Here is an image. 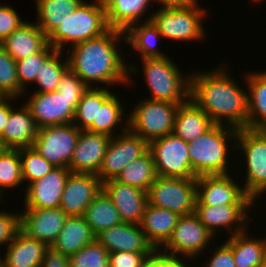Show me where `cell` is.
<instances>
[{
  "label": "cell",
  "mask_w": 266,
  "mask_h": 267,
  "mask_svg": "<svg viewBox=\"0 0 266 267\" xmlns=\"http://www.w3.org/2000/svg\"><path fill=\"white\" fill-rule=\"evenodd\" d=\"M19 155L21 158L22 178L25 182L31 183L42 178L54 168L33 147L20 148Z\"/></svg>",
  "instance_id": "60d3db41"
},
{
  "label": "cell",
  "mask_w": 266,
  "mask_h": 267,
  "mask_svg": "<svg viewBox=\"0 0 266 267\" xmlns=\"http://www.w3.org/2000/svg\"><path fill=\"white\" fill-rule=\"evenodd\" d=\"M62 51L55 50L42 64L35 78L39 88L38 93L57 91L58 82L62 74L69 68L68 59L62 61Z\"/></svg>",
  "instance_id": "8d00e7d4"
},
{
  "label": "cell",
  "mask_w": 266,
  "mask_h": 267,
  "mask_svg": "<svg viewBox=\"0 0 266 267\" xmlns=\"http://www.w3.org/2000/svg\"><path fill=\"white\" fill-rule=\"evenodd\" d=\"M156 177L153 156L148 149L143 155L126 165L115 180L147 192Z\"/></svg>",
  "instance_id": "d590c367"
},
{
  "label": "cell",
  "mask_w": 266,
  "mask_h": 267,
  "mask_svg": "<svg viewBox=\"0 0 266 267\" xmlns=\"http://www.w3.org/2000/svg\"><path fill=\"white\" fill-rule=\"evenodd\" d=\"M152 0H116L107 10V24L109 28L126 31L137 24L148 11Z\"/></svg>",
  "instance_id": "e575fe53"
},
{
  "label": "cell",
  "mask_w": 266,
  "mask_h": 267,
  "mask_svg": "<svg viewBox=\"0 0 266 267\" xmlns=\"http://www.w3.org/2000/svg\"><path fill=\"white\" fill-rule=\"evenodd\" d=\"M71 171L65 167H54L44 177L25 184L24 207L49 209L60 206L65 183Z\"/></svg>",
  "instance_id": "e0dca14e"
},
{
  "label": "cell",
  "mask_w": 266,
  "mask_h": 267,
  "mask_svg": "<svg viewBox=\"0 0 266 267\" xmlns=\"http://www.w3.org/2000/svg\"><path fill=\"white\" fill-rule=\"evenodd\" d=\"M96 240L109 252L129 251L152 253L155 249L147 241L140 224L121 223L101 231Z\"/></svg>",
  "instance_id": "7402d4cb"
},
{
  "label": "cell",
  "mask_w": 266,
  "mask_h": 267,
  "mask_svg": "<svg viewBox=\"0 0 266 267\" xmlns=\"http://www.w3.org/2000/svg\"><path fill=\"white\" fill-rule=\"evenodd\" d=\"M47 44L48 38L37 23L26 21L1 42V46L16 61L41 51Z\"/></svg>",
  "instance_id": "484cf974"
},
{
  "label": "cell",
  "mask_w": 266,
  "mask_h": 267,
  "mask_svg": "<svg viewBox=\"0 0 266 267\" xmlns=\"http://www.w3.org/2000/svg\"><path fill=\"white\" fill-rule=\"evenodd\" d=\"M162 5L161 8L189 7L197 4L198 0H152Z\"/></svg>",
  "instance_id": "f5cc1de1"
},
{
  "label": "cell",
  "mask_w": 266,
  "mask_h": 267,
  "mask_svg": "<svg viewBox=\"0 0 266 267\" xmlns=\"http://www.w3.org/2000/svg\"><path fill=\"white\" fill-rule=\"evenodd\" d=\"M226 68L225 65L191 73L190 98L214 124L248 128V93L235 82L230 72L227 73Z\"/></svg>",
  "instance_id": "7a4b0ae2"
},
{
  "label": "cell",
  "mask_w": 266,
  "mask_h": 267,
  "mask_svg": "<svg viewBox=\"0 0 266 267\" xmlns=\"http://www.w3.org/2000/svg\"><path fill=\"white\" fill-rule=\"evenodd\" d=\"M110 91L104 86L88 87L76 107L72 123L80 130L97 133V104H102L113 93Z\"/></svg>",
  "instance_id": "d6a6232c"
},
{
  "label": "cell",
  "mask_w": 266,
  "mask_h": 267,
  "mask_svg": "<svg viewBox=\"0 0 266 267\" xmlns=\"http://www.w3.org/2000/svg\"><path fill=\"white\" fill-rule=\"evenodd\" d=\"M214 125L209 116L191 99L179 104L176 110L173 134L186 142L199 137Z\"/></svg>",
  "instance_id": "4316f807"
},
{
  "label": "cell",
  "mask_w": 266,
  "mask_h": 267,
  "mask_svg": "<svg viewBox=\"0 0 266 267\" xmlns=\"http://www.w3.org/2000/svg\"><path fill=\"white\" fill-rule=\"evenodd\" d=\"M55 51L54 47L47 44L41 51L26 58L16 61L17 76L20 87L27 91V84L35 83L41 64ZM27 83V84H26ZM26 86V87H25Z\"/></svg>",
  "instance_id": "b9f144b4"
},
{
  "label": "cell",
  "mask_w": 266,
  "mask_h": 267,
  "mask_svg": "<svg viewBox=\"0 0 266 267\" xmlns=\"http://www.w3.org/2000/svg\"><path fill=\"white\" fill-rule=\"evenodd\" d=\"M84 0H35L37 26L48 38Z\"/></svg>",
  "instance_id": "4dcf8cb0"
},
{
  "label": "cell",
  "mask_w": 266,
  "mask_h": 267,
  "mask_svg": "<svg viewBox=\"0 0 266 267\" xmlns=\"http://www.w3.org/2000/svg\"><path fill=\"white\" fill-rule=\"evenodd\" d=\"M158 9L145 20H151L164 39L185 42L205 38L202 20L208 11L198 3L189 7Z\"/></svg>",
  "instance_id": "8992f818"
},
{
  "label": "cell",
  "mask_w": 266,
  "mask_h": 267,
  "mask_svg": "<svg viewBox=\"0 0 266 267\" xmlns=\"http://www.w3.org/2000/svg\"><path fill=\"white\" fill-rule=\"evenodd\" d=\"M245 76L248 87V129L266 130V71L249 72Z\"/></svg>",
  "instance_id": "f546056e"
},
{
  "label": "cell",
  "mask_w": 266,
  "mask_h": 267,
  "mask_svg": "<svg viewBox=\"0 0 266 267\" xmlns=\"http://www.w3.org/2000/svg\"><path fill=\"white\" fill-rule=\"evenodd\" d=\"M253 205L254 204H229L219 206L195 205L194 213L214 235L222 228L230 232V236H233L236 233L245 231L246 227H248V212ZM233 226H235L236 229H234Z\"/></svg>",
  "instance_id": "d6986e66"
},
{
  "label": "cell",
  "mask_w": 266,
  "mask_h": 267,
  "mask_svg": "<svg viewBox=\"0 0 266 267\" xmlns=\"http://www.w3.org/2000/svg\"><path fill=\"white\" fill-rule=\"evenodd\" d=\"M127 124L123 125L122 134L112 137L108 149L102 160V164L97 176L101 182L115 179L116 176L136 158L143 155L149 144L128 129Z\"/></svg>",
  "instance_id": "4fadbf2b"
},
{
  "label": "cell",
  "mask_w": 266,
  "mask_h": 267,
  "mask_svg": "<svg viewBox=\"0 0 266 267\" xmlns=\"http://www.w3.org/2000/svg\"><path fill=\"white\" fill-rule=\"evenodd\" d=\"M13 99V100H12ZM14 99L16 100L17 98L14 97H4L0 101V136L3 134V131L5 129V126L8 122V117L10 115V111L13 108Z\"/></svg>",
  "instance_id": "816d5d0a"
},
{
  "label": "cell",
  "mask_w": 266,
  "mask_h": 267,
  "mask_svg": "<svg viewBox=\"0 0 266 267\" xmlns=\"http://www.w3.org/2000/svg\"><path fill=\"white\" fill-rule=\"evenodd\" d=\"M0 92L4 97L20 98L26 93L19 84L16 60L0 46Z\"/></svg>",
  "instance_id": "ab89813d"
},
{
  "label": "cell",
  "mask_w": 266,
  "mask_h": 267,
  "mask_svg": "<svg viewBox=\"0 0 266 267\" xmlns=\"http://www.w3.org/2000/svg\"><path fill=\"white\" fill-rule=\"evenodd\" d=\"M102 190L114 203L123 223L140 224L148 203L146 191L115 179L103 182Z\"/></svg>",
  "instance_id": "44dd1931"
},
{
  "label": "cell",
  "mask_w": 266,
  "mask_h": 267,
  "mask_svg": "<svg viewBox=\"0 0 266 267\" xmlns=\"http://www.w3.org/2000/svg\"><path fill=\"white\" fill-rule=\"evenodd\" d=\"M108 29L104 8L97 0L90 3L84 0L48 37V44L63 52L67 43L73 46L100 36Z\"/></svg>",
  "instance_id": "277c9868"
},
{
  "label": "cell",
  "mask_w": 266,
  "mask_h": 267,
  "mask_svg": "<svg viewBox=\"0 0 266 267\" xmlns=\"http://www.w3.org/2000/svg\"><path fill=\"white\" fill-rule=\"evenodd\" d=\"M25 21L18 12L9 5H0V42L18 29Z\"/></svg>",
  "instance_id": "7dc6e473"
},
{
  "label": "cell",
  "mask_w": 266,
  "mask_h": 267,
  "mask_svg": "<svg viewBox=\"0 0 266 267\" xmlns=\"http://www.w3.org/2000/svg\"><path fill=\"white\" fill-rule=\"evenodd\" d=\"M109 252L97 241L69 256L70 267H109Z\"/></svg>",
  "instance_id": "7bdbcfd3"
},
{
  "label": "cell",
  "mask_w": 266,
  "mask_h": 267,
  "mask_svg": "<svg viewBox=\"0 0 266 267\" xmlns=\"http://www.w3.org/2000/svg\"><path fill=\"white\" fill-rule=\"evenodd\" d=\"M179 218L178 213L147 203L140 226L154 249H161L168 241Z\"/></svg>",
  "instance_id": "cb8c5ba5"
},
{
  "label": "cell",
  "mask_w": 266,
  "mask_h": 267,
  "mask_svg": "<svg viewBox=\"0 0 266 267\" xmlns=\"http://www.w3.org/2000/svg\"><path fill=\"white\" fill-rule=\"evenodd\" d=\"M25 105L38 128L72 123L77 107L74 98L61 96L57 91L34 92Z\"/></svg>",
  "instance_id": "9a60e30c"
},
{
  "label": "cell",
  "mask_w": 266,
  "mask_h": 267,
  "mask_svg": "<svg viewBox=\"0 0 266 267\" xmlns=\"http://www.w3.org/2000/svg\"><path fill=\"white\" fill-rule=\"evenodd\" d=\"M80 131L73 123L38 128L32 147L54 167L68 168Z\"/></svg>",
  "instance_id": "8fae6325"
},
{
  "label": "cell",
  "mask_w": 266,
  "mask_h": 267,
  "mask_svg": "<svg viewBox=\"0 0 266 267\" xmlns=\"http://www.w3.org/2000/svg\"><path fill=\"white\" fill-rule=\"evenodd\" d=\"M95 240L96 235L83 216H68L51 247L67 256H71Z\"/></svg>",
  "instance_id": "83f0119b"
},
{
  "label": "cell",
  "mask_w": 266,
  "mask_h": 267,
  "mask_svg": "<svg viewBox=\"0 0 266 267\" xmlns=\"http://www.w3.org/2000/svg\"><path fill=\"white\" fill-rule=\"evenodd\" d=\"M40 267H70L69 256L56 251L50 246L45 252Z\"/></svg>",
  "instance_id": "f907efd6"
},
{
  "label": "cell",
  "mask_w": 266,
  "mask_h": 267,
  "mask_svg": "<svg viewBox=\"0 0 266 267\" xmlns=\"http://www.w3.org/2000/svg\"><path fill=\"white\" fill-rule=\"evenodd\" d=\"M5 267H40L49 246L19 230L6 246Z\"/></svg>",
  "instance_id": "d4e9b609"
},
{
  "label": "cell",
  "mask_w": 266,
  "mask_h": 267,
  "mask_svg": "<svg viewBox=\"0 0 266 267\" xmlns=\"http://www.w3.org/2000/svg\"><path fill=\"white\" fill-rule=\"evenodd\" d=\"M83 217L95 235L122 223L119 211L103 190L100 191L86 208Z\"/></svg>",
  "instance_id": "836d02e7"
},
{
  "label": "cell",
  "mask_w": 266,
  "mask_h": 267,
  "mask_svg": "<svg viewBox=\"0 0 266 267\" xmlns=\"http://www.w3.org/2000/svg\"><path fill=\"white\" fill-rule=\"evenodd\" d=\"M126 43L124 31L109 28L100 36L70 46L68 67L88 86L130 84V75L139 72L137 66L125 64L120 42ZM119 43V45H118ZM120 49V50H119ZM93 83V84H92Z\"/></svg>",
  "instance_id": "6da1fadb"
},
{
  "label": "cell",
  "mask_w": 266,
  "mask_h": 267,
  "mask_svg": "<svg viewBox=\"0 0 266 267\" xmlns=\"http://www.w3.org/2000/svg\"><path fill=\"white\" fill-rule=\"evenodd\" d=\"M189 142L174 135L167 134L149 143L157 176L172 178H197L193 173Z\"/></svg>",
  "instance_id": "30bf717a"
},
{
  "label": "cell",
  "mask_w": 266,
  "mask_h": 267,
  "mask_svg": "<svg viewBox=\"0 0 266 267\" xmlns=\"http://www.w3.org/2000/svg\"><path fill=\"white\" fill-rule=\"evenodd\" d=\"M38 127L30 110L24 104L10 111L8 122L0 136L1 148L20 149L32 147L37 136Z\"/></svg>",
  "instance_id": "603a6c76"
},
{
  "label": "cell",
  "mask_w": 266,
  "mask_h": 267,
  "mask_svg": "<svg viewBox=\"0 0 266 267\" xmlns=\"http://www.w3.org/2000/svg\"><path fill=\"white\" fill-rule=\"evenodd\" d=\"M226 242L231 248L236 267H263L266 265V238L249 237L247 230L229 236Z\"/></svg>",
  "instance_id": "f1b7e54d"
},
{
  "label": "cell",
  "mask_w": 266,
  "mask_h": 267,
  "mask_svg": "<svg viewBox=\"0 0 266 267\" xmlns=\"http://www.w3.org/2000/svg\"><path fill=\"white\" fill-rule=\"evenodd\" d=\"M187 264L188 262L184 263L182 256L167 254L161 249H155L151 254L147 267H190Z\"/></svg>",
  "instance_id": "c3c4849f"
},
{
  "label": "cell",
  "mask_w": 266,
  "mask_h": 267,
  "mask_svg": "<svg viewBox=\"0 0 266 267\" xmlns=\"http://www.w3.org/2000/svg\"><path fill=\"white\" fill-rule=\"evenodd\" d=\"M0 267H5V261L4 258L0 256Z\"/></svg>",
  "instance_id": "11a10c76"
},
{
  "label": "cell",
  "mask_w": 266,
  "mask_h": 267,
  "mask_svg": "<svg viewBox=\"0 0 266 267\" xmlns=\"http://www.w3.org/2000/svg\"><path fill=\"white\" fill-rule=\"evenodd\" d=\"M4 98V96L0 92V101Z\"/></svg>",
  "instance_id": "6f0895ef"
},
{
  "label": "cell",
  "mask_w": 266,
  "mask_h": 267,
  "mask_svg": "<svg viewBox=\"0 0 266 267\" xmlns=\"http://www.w3.org/2000/svg\"><path fill=\"white\" fill-rule=\"evenodd\" d=\"M87 89L88 86L70 68L62 74L57 86V92L61 96L74 98V105H78Z\"/></svg>",
  "instance_id": "ee69618b"
},
{
  "label": "cell",
  "mask_w": 266,
  "mask_h": 267,
  "mask_svg": "<svg viewBox=\"0 0 266 267\" xmlns=\"http://www.w3.org/2000/svg\"><path fill=\"white\" fill-rule=\"evenodd\" d=\"M112 137L81 130L68 169L74 173L97 175Z\"/></svg>",
  "instance_id": "ffe728a7"
},
{
  "label": "cell",
  "mask_w": 266,
  "mask_h": 267,
  "mask_svg": "<svg viewBox=\"0 0 266 267\" xmlns=\"http://www.w3.org/2000/svg\"><path fill=\"white\" fill-rule=\"evenodd\" d=\"M101 190L102 182L97 175L70 172L59 207L67 216H83Z\"/></svg>",
  "instance_id": "2e32d148"
},
{
  "label": "cell",
  "mask_w": 266,
  "mask_h": 267,
  "mask_svg": "<svg viewBox=\"0 0 266 267\" xmlns=\"http://www.w3.org/2000/svg\"><path fill=\"white\" fill-rule=\"evenodd\" d=\"M23 183L19 149L2 148L0 150V201L5 189H12Z\"/></svg>",
  "instance_id": "74e56055"
},
{
  "label": "cell",
  "mask_w": 266,
  "mask_h": 267,
  "mask_svg": "<svg viewBox=\"0 0 266 267\" xmlns=\"http://www.w3.org/2000/svg\"><path fill=\"white\" fill-rule=\"evenodd\" d=\"M197 197L195 205L254 204L243 186L230 174L197 176Z\"/></svg>",
  "instance_id": "5bb4252c"
},
{
  "label": "cell",
  "mask_w": 266,
  "mask_h": 267,
  "mask_svg": "<svg viewBox=\"0 0 266 267\" xmlns=\"http://www.w3.org/2000/svg\"><path fill=\"white\" fill-rule=\"evenodd\" d=\"M261 1H263V0H251V3L254 2V3H258L259 4Z\"/></svg>",
  "instance_id": "9f6ffc18"
},
{
  "label": "cell",
  "mask_w": 266,
  "mask_h": 267,
  "mask_svg": "<svg viewBox=\"0 0 266 267\" xmlns=\"http://www.w3.org/2000/svg\"><path fill=\"white\" fill-rule=\"evenodd\" d=\"M142 71L150 100L182 104L190 98L191 74L184 75L170 57L144 58Z\"/></svg>",
  "instance_id": "5b68a950"
},
{
  "label": "cell",
  "mask_w": 266,
  "mask_h": 267,
  "mask_svg": "<svg viewBox=\"0 0 266 267\" xmlns=\"http://www.w3.org/2000/svg\"><path fill=\"white\" fill-rule=\"evenodd\" d=\"M116 0H97V2L104 8L106 11Z\"/></svg>",
  "instance_id": "db71d44e"
},
{
  "label": "cell",
  "mask_w": 266,
  "mask_h": 267,
  "mask_svg": "<svg viewBox=\"0 0 266 267\" xmlns=\"http://www.w3.org/2000/svg\"><path fill=\"white\" fill-rule=\"evenodd\" d=\"M152 253L118 251L108 254L109 267H147Z\"/></svg>",
  "instance_id": "f6af8a7d"
},
{
  "label": "cell",
  "mask_w": 266,
  "mask_h": 267,
  "mask_svg": "<svg viewBox=\"0 0 266 267\" xmlns=\"http://www.w3.org/2000/svg\"><path fill=\"white\" fill-rule=\"evenodd\" d=\"M20 230V213L0 211V246L8 245Z\"/></svg>",
  "instance_id": "bcb514c9"
},
{
  "label": "cell",
  "mask_w": 266,
  "mask_h": 267,
  "mask_svg": "<svg viewBox=\"0 0 266 267\" xmlns=\"http://www.w3.org/2000/svg\"><path fill=\"white\" fill-rule=\"evenodd\" d=\"M196 197V178L157 176L147 190L148 204L168 209L180 216L195 212Z\"/></svg>",
  "instance_id": "9c48e42d"
},
{
  "label": "cell",
  "mask_w": 266,
  "mask_h": 267,
  "mask_svg": "<svg viewBox=\"0 0 266 267\" xmlns=\"http://www.w3.org/2000/svg\"><path fill=\"white\" fill-rule=\"evenodd\" d=\"M20 213V230L27 236L46 243H54L67 219L60 208L37 209L25 208Z\"/></svg>",
  "instance_id": "ac0fdd59"
},
{
  "label": "cell",
  "mask_w": 266,
  "mask_h": 267,
  "mask_svg": "<svg viewBox=\"0 0 266 267\" xmlns=\"http://www.w3.org/2000/svg\"><path fill=\"white\" fill-rule=\"evenodd\" d=\"M117 94L112 93L102 104H97V133H102L114 137L117 124L123 123L124 112L123 106Z\"/></svg>",
  "instance_id": "f35d334b"
},
{
  "label": "cell",
  "mask_w": 266,
  "mask_h": 267,
  "mask_svg": "<svg viewBox=\"0 0 266 267\" xmlns=\"http://www.w3.org/2000/svg\"><path fill=\"white\" fill-rule=\"evenodd\" d=\"M179 104L145 98L138 102L128 116V129L148 144L173 132Z\"/></svg>",
  "instance_id": "52a82bcc"
},
{
  "label": "cell",
  "mask_w": 266,
  "mask_h": 267,
  "mask_svg": "<svg viewBox=\"0 0 266 267\" xmlns=\"http://www.w3.org/2000/svg\"><path fill=\"white\" fill-rule=\"evenodd\" d=\"M215 237L198 216L192 213L180 216L170 238L161 248L167 254L182 256L190 260V258L193 259L199 254H203L202 252Z\"/></svg>",
  "instance_id": "7c38bea8"
},
{
  "label": "cell",
  "mask_w": 266,
  "mask_h": 267,
  "mask_svg": "<svg viewBox=\"0 0 266 267\" xmlns=\"http://www.w3.org/2000/svg\"><path fill=\"white\" fill-rule=\"evenodd\" d=\"M209 261L205 264L207 267H236L234 263L232 248L225 242L217 246Z\"/></svg>",
  "instance_id": "681fc988"
},
{
  "label": "cell",
  "mask_w": 266,
  "mask_h": 267,
  "mask_svg": "<svg viewBox=\"0 0 266 267\" xmlns=\"http://www.w3.org/2000/svg\"><path fill=\"white\" fill-rule=\"evenodd\" d=\"M237 131L234 127L214 124L189 142L190 164L196 176L229 174L228 145L231 143V149H235Z\"/></svg>",
  "instance_id": "3957f363"
},
{
  "label": "cell",
  "mask_w": 266,
  "mask_h": 267,
  "mask_svg": "<svg viewBox=\"0 0 266 267\" xmlns=\"http://www.w3.org/2000/svg\"><path fill=\"white\" fill-rule=\"evenodd\" d=\"M244 152L245 193L254 201L266 191V130L238 129L235 150Z\"/></svg>",
  "instance_id": "ba28073f"
},
{
  "label": "cell",
  "mask_w": 266,
  "mask_h": 267,
  "mask_svg": "<svg viewBox=\"0 0 266 267\" xmlns=\"http://www.w3.org/2000/svg\"><path fill=\"white\" fill-rule=\"evenodd\" d=\"M138 24V25H137ZM130 26L124 33L127 45L140 53L141 59L165 57L166 55L157 49V41L163 38L157 27L150 21L139 22Z\"/></svg>",
  "instance_id": "1f68e13d"
}]
</instances>
